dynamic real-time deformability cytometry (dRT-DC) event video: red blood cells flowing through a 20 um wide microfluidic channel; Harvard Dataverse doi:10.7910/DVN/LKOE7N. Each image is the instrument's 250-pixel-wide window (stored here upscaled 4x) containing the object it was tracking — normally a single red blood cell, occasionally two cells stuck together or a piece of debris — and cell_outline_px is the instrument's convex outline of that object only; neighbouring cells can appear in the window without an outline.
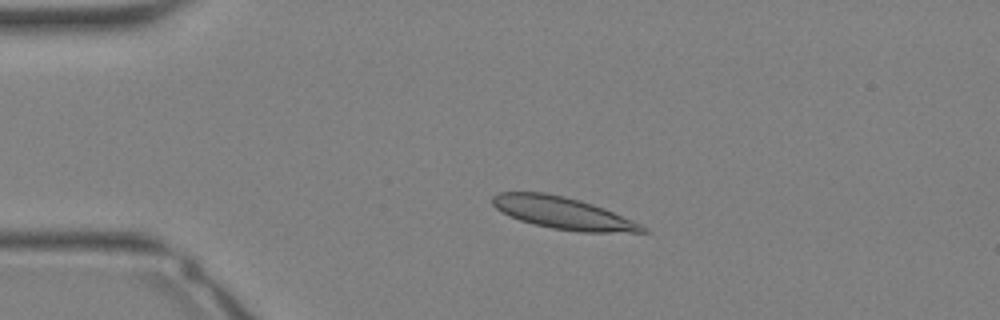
{"species": "Egyptian fruit bat (a non-hibernating species)", "species_latin": "Rousettus aegyptiacus", "temperature_condition": "warm", "stored_images_in_passage": 33, "camera_frame_rate_fps": 3000, "um_per_image_px": 0.085, "animal": {"sex": "female"}, "frame": {"image": 1, "passage_image": 6, "time_ms": 1.667, "image_size_px": [1000, 320], "cell_outline_px": [[648, 232], [580, 232], [552, 228], [520, 220], [500, 212], [492, 204], [492, 196], [500, 192], [544, 192], [564, 196], [580, 200], [604, 208], [632, 220], [648, 228]], "centroid_in_image_um": [47.83, 18.1], "position_along_channel_um": 37.2, "area_um2": 27.8}}
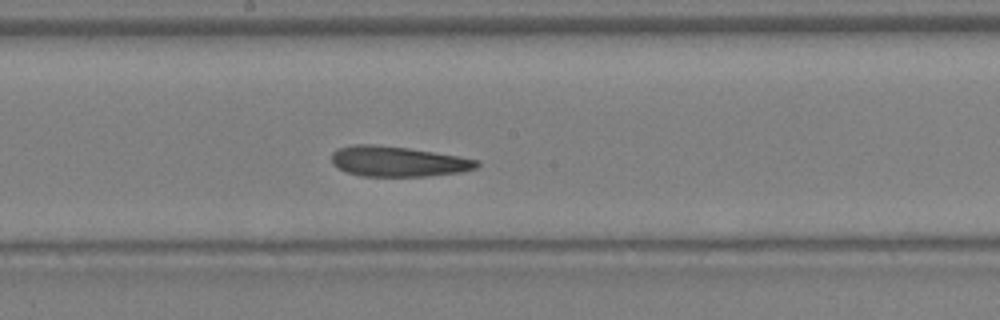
{"frame": {"image": 2, "passage_image": 17, "time_ms": 5.333, "image_size_px": [1000, 320], "cell_outline_px": [[480, 164], [476, 168], [460, 172], [424, 176], [360, 176], [348, 172], [332, 164], [332, 152], [340, 148], [352, 144], [376, 144], [408, 148], [460, 156], [480, 160]], "centroid_in_image_um": [33.84, 13.71], "position_along_channel_um": 214.4, "area_um2": 25.61}}
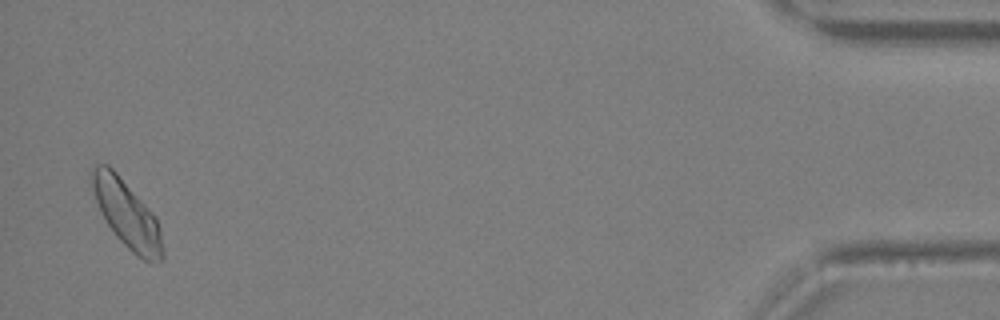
{"frame": {"image": 3, "passage_image": 32, "time_ms": 10.333, "image_size_px": [1000, 320], "cell_outline_px": [[164, 260], [152, 264], [136, 256], [116, 236], [104, 220], [100, 212], [88, 184], [88, 172], [96, 164], [108, 164], [116, 172], [156, 216], [160, 228], [164, 252]], "centroid_in_image_um": [10.74, 18.19], "position_along_channel_um": 424.5, "area_um2": 28.44}}